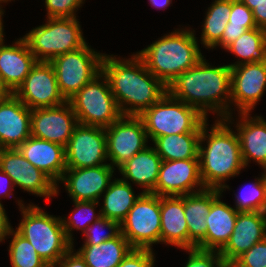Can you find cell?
I'll return each mask as SVG.
<instances>
[{"instance_id":"cell-1","label":"cell","mask_w":266,"mask_h":267,"mask_svg":"<svg viewBox=\"0 0 266 267\" xmlns=\"http://www.w3.org/2000/svg\"><path fill=\"white\" fill-rule=\"evenodd\" d=\"M131 57L121 59L104 54L101 71L108 80L121 114L140 116L159 101L168 88L146 68L137 54Z\"/></svg>"},{"instance_id":"cell-2","label":"cell","mask_w":266,"mask_h":267,"mask_svg":"<svg viewBox=\"0 0 266 267\" xmlns=\"http://www.w3.org/2000/svg\"><path fill=\"white\" fill-rule=\"evenodd\" d=\"M203 57L196 65L180 74L168 86L175 99L197 109L205 118L208 112L217 113L220 119L232 116L231 67L211 66Z\"/></svg>"},{"instance_id":"cell-3","label":"cell","mask_w":266,"mask_h":267,"mask_svg":"<svg viewBox=\"0 0 266 267\" xmlns=\"http://www.w3.org/2000/svg\"><path fill=\"white\" fill-rule=\"evenodd\" d=\"M232 118L215 120L211 129L207 127V121L202 126L198 157L200 177L205 188L221 189L222 192L230 189L225 182L246 168L239 136L229 126L234 121ZM204 143L205 147L202 145Z\"/></svg>"},{"instance_id":"cell-4","label":"cell","mask_w":266,"mask_h":267,"mask_svg":"<svg viewBox=\"0 0 266 267\" xmlns=\"http://www.w3.org/2000/svg\"><path fill=\"white\" fill-rule=\"evenodd\" d=\"M193 29H178L136 52L146 68L166 86L204 56Z\"/></svg>"},{"instance_id":"cell-5","label":"cell","mask_w":266,"mask_h":267,"mask_svg":"<svg viewBox=\"0 0 266 267\" xmlns=\"http://www.w3.org/2000/svg\"><path fill=\"white\" fill-rule=\"evenodd\" d=\"M18 200L23 218L15 229L34 247L37 254L48 264L55 265L72 247L62 223V217L44 212L38 205H24Z\"/></svg>"},{"instance_id":"cell-6","label":"cell","mask_w":266,"mask_h":267,"mask_svg":"<svg viewBox=\"0 0 266 267\" xmlns=\"http://www.w3.org/2000/svg\"><path fill=\"white\" fill-rule=\"evenodd\" d=\"M148 139L183 133H201L208 121L197 109L173 98L168 92L139 116Z\"/></svg>"},{"instance_id":"cell-7","label":"cell","mask_w":266,"mask_h":267,"mask_svg":"<svg viewBox=\"0 0 266 267\" xmlns=\"http://www.w3.org/2000/svg\"><path fill=\"white\" fill-rule=\"evenodd\" d=\"M46 19L47 23L33 28L23 37L37 61L50 62L87 43L76 17Z\"/></svg>"},{"instance_id":"cell-8","label":"cell","mask_w":266,"mask_h":267,"mask_svg":"<svg viewBox=\"0 0 266 267\" xmlns=\"http://www.w3.org/2000/svg\"><path fill=\"white\" fill-rule=\"evenodd\" d=\"M68 101L78 124L107 128L122 116L102 71Z\"/></svg>"},{"instance_id":"cell-9","label":"cell","mask_w":266,"mask_h":267,"mask_svg":"<svg viewBox=\"0 0 266 267\" xmlns=\"http://www.w3.org/2000/svg\"><path fill=\"white\" fill-rule=\"evenodd\" d=\"M103 56L86 43L83 47L56 56L50 61L59 90L67 101L101 72Z\"/></svg>"},{"instance_id":"cell-10","label":"cell","mask_w":266,"mask_h":267,"mask_svg":"<svg viewBox=\"0 0 266 267\" xmlns=\"http://www.w3.org/2000/svg\"><path fill=\"white\" fill-rule=\"evenodd\" d=\"M120 232L132 248L153 250L160 243V196L142 193L120 223Z\"/></svg>"},{"instance_id":"cell-11","label":"cell","mask_w":266,"mask_h":267,"mask_svg":"<svg viewBox=\"0 0 266 267\" xmlns=\"http://www.w3.org/2000/svg\"><path fill=\"white\" fill-rule=\"evenodd\" d=\"M109 164L119 169L147 147L148 136L139 116H121L105 128ZM115 166V167H114Z\"/></svg>"},{"instance_id":"cell-12","label":"cell","mask_w":266,"mask_h":267,"mask_svg":"<svg viewBox=\"0 0 266 267\" xmlns=\"http://www.w3.org/2000/svg\"><path fill=\"white\" fill-rule=\"evenodd\" d=\"M13 94L31 110L54 107L67 101L59 90L53 65L45 61H37Z\"/></svg>"},{"instance_id":"cell-13","label":"cell","mask_w":266,"mask_h":267,"mask_svg":"<svg viewBox=\"0 0 266 267\" xmlns=\"http://www.w3.org/2000/svg\"><path fill=\"white\" fill-rule=\"evenodd\" d=\"M66 168L109 164L105 128L78 124L65 147Z\"/></svg>"},{"instance_id":"cell-14","label":"cell","mask_w":266,"mask_h":267,"mask_svg":"<svg viewBox=\"0 0 266 267\" xmlns=\"http://www.w3.org/2000/svg\"><path fill=\"white\" fill-rule=\"evenodd\" d=\"M0 168L8 174L14 186L40 197L47 202L56 195V184L41 170L33 166L17 148L0 149Z\"/></svg>"},{"instance_id":"cell-15","label":"cell","mask_w":266,"mask_h":267,"mask_svg":"<svg viewBox=\"0 0 266 267\" xmlns=\"http://www.w3.org/2000/svg\"><path fill=\"white\" fill-rule=\"evenodd\" d=\"M31 136L67 146L78 125L69 101L54 107L31 110Z\"/></svg>"},{"instance_id":"cell-16","label":"cell","mask_w":266,"mask_h":267,"mask_svg":"<svg viewBox=\"0 0 266 267\" xmlns=\"http://www.w3.org/2000/svg\"><path fill=\"white\" fill-rule=\"evenodd\" d=\"M204 189L206 188L200 177L199 159L162 160L154 194L183 196Z\"/></svg>"},{"instance_id":"cell-17","label":"cell","mask_w":266,"mask_h":267,"mask_svg":"<svg viewBox=\"0 0 266 267\" xmlns=\"http://www.w3.org/2000/svg\"><path fill=\"white\" fill-rule=\"evenodd\" d=\"M115 168L110 164L88 168H66L56 185V195L59 193V183H63L72 201L100 202L103 192L112 181Z\"/></svg>"},{"instance_id":"cell-18","label":"cell","mask_w":266,"mask_h":267,"mask_svg":"<svg viewBox=\"0 0 266 267\" xmlns=\"http://www.w3.org/2000/svg\"><path fill=\"white\" fill-rule=\"evenodd\" d=\"M266 89V62L231 67V104L239 113H251Z\"/></svg>"},{"instance_id":"cell-19","label":"cell","mask_w":266,"mask_h":267,"mask_svg":"<svg viewBox=\"0 0 266 267\" xmlns=\"http://www.w3.org/2000/svg\"><path fill=\"white\" fill-rule=\"evenodd\" d=\"M265 238L266 212H238L233 233L220 255L230 266L244 252Z\"/></svg>"},{"instance_id":"cell-20","label":"cell","mask_w":266,"mask_h":267,"mask_svg":"<svg viewBox=\"0 0 266 267\" xmlns=\"http://www.w3.org/2000/svg\"><path fill=\"white\" fill-rule=\"evenodd\" d=\"M31 109L13 93L0 101V149L18 148L31 136Z\"/></svg>"},{"instance_id":"cell-21","label":"cell","mask_w":266,"mask_h":267,"mask_svg":"<svg viewBox=\"0 0 266 267\" xmlns=\"http://www.w3.org/2000/svg\"><path fill=\"white\" fill-rule=\"evenodd\" d=\"M17 149L33 166L58 184L66 170L64 146L30 136Z\"/></svg>"},{"instance_id":"cell-22","label":"cell","mask_w":266,"mask_h":267,"mask_svg":"<svg viewBox=\"0 0 266 267\" xmlns=\"http://www.w3.org/2000/svg\"><path fill=\"white\" fill-rule=\"evenodd\" d=\"M36 63L37 60L23 37L12 46L0 42V75L12 93L23 83Z\"/></svg>"},{"instance_id":"cell-23","label":"cell","mask_w":266,"mask_h":267,"mask_svg":"<svg viewBox=\"0 0 266 267\" xmlns=\"http://www.w3.org/2000/svg\"><path fill=\"white\" fill-rule=\"evenodd\" d=\"M221 196L222 192L211 203V208L206 218V236L196 247L198 249L220 252L233 233L238 211L221 201Z\"/></svg>"},{"instance_id":"cell-24","label":"cell","mask_w":266,"mask_h":267,"mask_svg":"<svg viewBox=\"0 0 266 267\" xmlns=\"http://www.w3.org/2000/svg\"><path fill=\"white\" fill-rule=\"evenodd\" d=\"M160 242L189 249V232L184 214L183 196H160Z\"/></svg>"},{"instance_id":"cell-25","label":"cell","mask_w":266,"mask_h":267,"mask_svg":"<svg viewBox=\"0 0 266 267\" xmlns=\"http://www.w3.org/2000/svg\"><path fill=\"white\" fill-rule=\"evenodd\" d=\"M239 119L235 128L239 136L241 154L245 167L251 160L261 168L266 167V120L249 113H237Z\"/></svg>"},{"instance_id":"cell-26","label":"cell","mask_w":266,"mask_h":267,"mask_svg":"<svg viewBox=\"0 0 266 267\" xmlns=\"http://www.w3.org/2000/svg\"><path fill=\"white\" fill-rule=\"evenodd\" d=\"M221 189L206 188L203 191L184 195V214L189 232V249L196 248L206 236V218L212 201Z\"/></svg>"},{"instance_id":"cell-27","label":"cell","mask_w":266,"mask_h":267,"mask_svg":"<svg viewBox=\"0 0 266 267\" xmlns=\"http://www.w3.org/2000/svg\"><path fill=\"white\" fill-rule=\"evenodd\" d=\"M162 159L154 147L147 146L138 152L118 170L123 176L122 180L132 181L141 188L143 193H153L158 180L159 169Z\"/></svg>"},{"instance_id":"cell-28","label":"cell","mask_w":266,"mask_h":267,"mask_svg":"<svg viewBox=\"0 0 266 267\" xmlns=\"http://www.w3.org/2000/svg\"><path fill=\"white\" fill-rule=\"evenodd\" d=\"M132 247L121 232L98 245H82L77 250L88 267H117Z\"/></svg>"},{"instance_id":"cell-29","label":"cell","mask_w":266,"mask_h":267,"mask_svg":"<svg viewBox=\"0 0 266 267\" xmlns=\"http://www.w3.org/2000/svg\"><path fill=\"white\" fill-rule=\"evenodd\" d=\"M142 193L135 196L130 182L117 178L103 192V206L99 212L102 217L120 224Z\"/></svg>"},{"instance_id":"cell-30","label":"cell","mask_w":266,"mask_h":267,"mask_svg":"<svg viewBox=\"0 0 266 267\" xmlns=\"http://www.w3.org/2000/svg\"><path fill=\"white\" fill-rule=\"evenodd\" d=\"M200 134H172L155 138L152 142L163 161L199 159Z\"/></svg>"},{"instance_id":"cell-31","label":"cell","mask_w":266,"mask_h":267,"mask_svg":"<svg viewBox=\"0 0 266 267\" xmlns=\"http://www.w3.org/2000/svg\"><path fill=\"white\" fill-rule=\"evenodd\" d=\"M225 49L240 58L239 61L228 64L230 67L266 62V29L257 27L247 30Z\"/></svg>"},{"instance_id":"cell-32","label":"cell","mask_w":266,"mask_h":267,"mask_svg":"<svg viewBox=\"0 0 266 267\" xmlns=\"http://www.w3.org/2000/svg\"><path fill=\"white\" fill-rule=\"evenodd\" d=\"M232 0H215L207 9L201 33V44L212 49L220 42L230 18Z\"/></svg>"},{"instance_id":"cell-33","label":"cell","mask_w":266,"mask_h":267,"mask_svg":"<svg viewBox=\"0 0 266 267\" xmlns=\"http://www.w3.org/2000/svg\"><path fill=\"white\" fill-rule=\"evenodd\" d=\"M13 236L9 243V257L12 267H47L48 264L37 254L32 244L13 228L8 236Z\"/></svg>"},{"instance_id":"cell-34","label":"cell","mask_w":266,"mask_h":267,"mask_svg":"<svg viewBox=\"0 0 266 267\" xmlns=\"http://www.w3.org/2000/svg\"><path fill=\"white\" fill-rule=\"evenodd\" d=\"M73 203L75 210L71 212L68 218H61L66 237L72 244L74 243L72 230H80L84 233L93 222L102 217L101 213L95 214L94 208H97L96 205L99 204L97 201H73Z\"/></svg>"},{"instance_id":"cell-35","label":"cell","mask_w":266,"mask_h":267,"mask_svg":"<svg viewBox=\"0 0 266 267\" xmlns=\"http://www.w3.org/2000/svg\"><path fill=\"white\" fill-rule=\"evenodd\" d=\"M235 194V209L238 212H266V185L263 176Z\"/></svg>"},{"instance_id":"cell-36","label":"cell","mask_w":266,"mask_h":267,"mask_svg":"<svg viewBox=\"0 0 266 267\" xmlns=\"http://www.w3.org/2000/svg\"><path fill=\"white\" fill-rule=\"evenodd\" d=\"M108 229V232L102 233L104 229ZM101 230V231H100ZM120 233V224L116 221L100 217L93 222L83 233L85 236V242L83 245H98L116 237Z\"/></svg>"},{"instance_id":"cell-37","label":"cell","mask_w":266,"mask_h":267,"mask_svg":"<svg viewBox=\"0 0 266 267\" xmlns=\"http://www.w3.org/2000/svg\"><path fill=\"white\" fill-rule=\"evenodd\" d=\"M189 253L184 267H229L219 251L198 248L185 249Z\"/></svg>"},{"instance_id":"cell-38","label":"cell","mask_w":266,"mask_h":267,"mask_svg":"<svg viewBox=\"0 0 266 267\" xmlns=\"http://www.w3.org/2000/svg\"><path fill=\"white\" fill-rule=\"evenodd\" d=\"M229 267H266V238L254 244Z\"/></svg>"},{"instance_id":"cell-39","label":"cell","mask_w":266,"mask_h":267,"mask_svg":"<svg viewBox=\"0 0 266 267\" xmlns=\"http://www.w3.org/2000/svg\"><path fill=\"white\" fill-rule=\"evenodd\" d=\"M85 0H45L46 18L77 17L76 11ZM77 9V10H76Z\"/></svg>"},{"instance_id":"cell-40","label":"cell","mask_w":266,"mask_h":267,"mask_svg":"<svg viewBox=\"0 0 266 267\" xmlns=\"http://www.w3.org/2000/svg\"><path fill=\"white\" fill-rule=\"evenodd\" d=\"M227 25L242 26L246 30L257 28L252 10L240 0H232L231 14Z\"/></svg>"},{"instance_id":"cell-41","label":"cell","mask_w":266,"mask_h":267,"mask_svg":"<svg viewBox=\"0 0 266 267\" xmlns=\"http://www.w3.org/2000/svg\"><path fill=\"white\" fill-rule=\"evenodd\" d=\"M154 262L153 250L132 248L117 267H154Z\"/></svg>"},{"instance_id":"cell-42","label":"cell","mask_w":266,"mask_h":267,"mask_svg":"<svg viewBox=\"0 0 266 267\" xmlns=\"http://www.w3.org/2000/svg\"><path fill=\"white\" fill-rule=\"evenodd\" d=\"M247 30L242 26H236V25H227L220 42L214 47L220 46L221 48L225 49L228 45L233 43L236 39L241 37L243 33H245Z\"/></svg>"},{"instance_id":"cell-43","label":"cell","mask_w":266,"mask_h":267,"mask_svg":"<svg viewBox=\"0 0 266 267\" xmlns=\"http://www.w3.org/2000/svg\"><path fill=\"white\" fill-rule=\"evenodd\" d=\"M73 247L54 265L55 267H88L83 258Z\"/></svg>"},{"instance_id":"cell-44","label":"cell","mask_w":266,"mask_h":267,"mask_svg":"<svg viewBox=\"0 0 266 267\" xmlns=\"http://www.w3.org/2000/svg\"><path fill=\"white\" fill-rule=\"evenodd\" d=\"M14 187H16V186H14V183H13L11 177L0 168V199H1V197L11 198L10 195H12L11 192L13 191Z\"/></svg>"},{"instance_id":"cell-45","label":"cell","mask_w":266,"mask_h":267,"mask_svg":"<svg viewBox=\"0 0 266 267\" xmlns=\"http://www.w3.org/2000/svg\"><path fill=\"white\" fill-rule=\"evenodd\" d=\"M252 12L256 26L266 29V1L261 5H258Z\"/></svg>"},{"instance_id":"cell-46","label":"cell","mask_w":266,"mask_h":267,"mask_svg":"<svg viewBox=\"0 0 266 267\" xmlns=\"http://www.w3.org/2000/svg\"><path fill=\"white\" fill-rule=\"evenodd\" d=\"M11 228L9 220H0V242L5 240Z\"/></svg>"},{"instance_id":"cell-47","label":"cell","mask_w":266,"mask_h":267,"mask_svg":"<svg viewBox=\"0 0 266 267\" xmlns=\"http://www.w3.org/2000/svg\"><path fill=\"white\" fill-rule=\"evenodd\" d=\"M11 94H12V92L4 84L2 77L0 75V101L8 98Z\"/></svg>"},{"instance_id":"cell-48","label":"cell","mask_w":266,"mask_h":267,"mask_svg":"<svg viewBox=\"0 0 266 267\" xmlns=\"http://www.w3.org/2000/svg\"><path fill=\"white\" fill-rule=\"evenodd\" d=\"M150 2V4L155 7V8H159V9H165V7L167 8L171 3L172 0H148Z\"/></svg>"},{"instance_id":"cell-49","label":"cell","mask_w":266,"mask_h":267,"mask_svg":"<svg viewBox=\"0 0 266 267\" xmlns=\"http://www.w3.org/2000/svg\"><path fill=\"white\" fill-rule=\"evenodd\" d=\"M243 2L250 10H254L255 8L258 7V5H261L264 3L266 0H240Z\"/></svg>"},{"instance_id":"cell-50","label":"cell","mask_w":266,"mask_h":267,"mask_svg":"<svg viewBox=\"0 0 266 267\" xmlns=\"http://www.w3.org/2000/svg\"><path fill=\"white\" fill-rule=\"evenodd\" d=\"M3 14H4V10L2 9V5L0 6V42H3V41H5L4 40V25H3V20H2V17H3Z\"/></svg>"},{"instance_id":"cell-51","label":"cell","mask_w":266,"mask_h":267,"mask_svg":"<svg viewBox=\"0 0 266 267\" xmlns=\"http://www.w3.org/2000/svg\"><path fill=\"white\" fill-rule=\"evenodd\" d=\"M6 214L3 204L0 202V220H9Z\"/></svg>"},{"instance_id":"cell-52","label":"cell","mask_w":266,"mask_h":267,"mask_svg":"<svg viewBox=\"0 0 266 267\" xmlns=\"http://www.w3.org/2000/svg\"><path fill=\"white\" fill-rule=\"evenodd\" d=\"M263 170H264L263 171L264 173L262 174V176H263V180H264L265 185H266V167H264Z\"/></svg>"},{"instance_id":"cell-53","label":"cell","mask_w":266,"mask_h":267,"mask_svg":"<svg viewBox=\"0 0 266 267\" xmlns=\"http://www.w3.org/2000/svg\"><path fill=\"white\" fill-rule=\"evenodd\" d=\"M6 3V2H11V0H0V3L2 4V3Z\"/></svg>"}]
</instances>
